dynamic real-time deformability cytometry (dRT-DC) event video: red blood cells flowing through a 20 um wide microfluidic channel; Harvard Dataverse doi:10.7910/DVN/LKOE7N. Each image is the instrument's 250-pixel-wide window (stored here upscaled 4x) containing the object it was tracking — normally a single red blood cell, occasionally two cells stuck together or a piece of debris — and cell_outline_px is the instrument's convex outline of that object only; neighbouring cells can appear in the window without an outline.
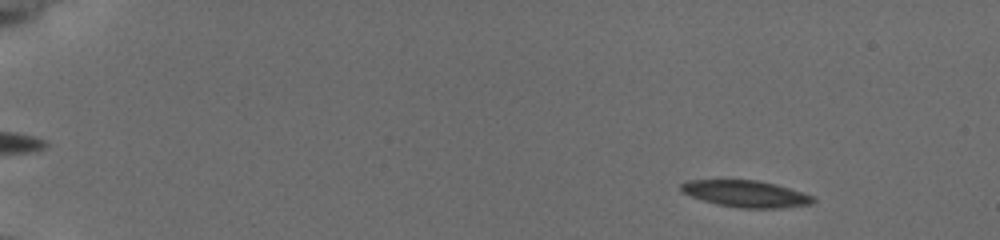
{"species": "common noctule bat (a hibernating species)", "species_latin": "Nyctalus noctula", "temperature_condition": "cold", "stored_images_in_passage": 56, "camera_frame_rate_fps": 3000, "um_per_image_px": 0.085, "animal": {"sex": "female", "body_mass_g": 19.5, "forearm_length_mm": 54.1}, "frame": {"image": 1, "passage_image": 7, "time_ms": 2.0, "image_size_px": [1000, 240], "cell_outline_px": [[816, 200], [812, 204], [780, 208], [740, 208], [716, 204], [692, 196], [684, 192], [680, 188], [680, 184], [688, 180], [756, 180], [776, 184], [812, 196]], "centroid_in_image_um": [63.4, 16.47], "position_along_channel_um": 21.6, "area_um2": 20.29}}
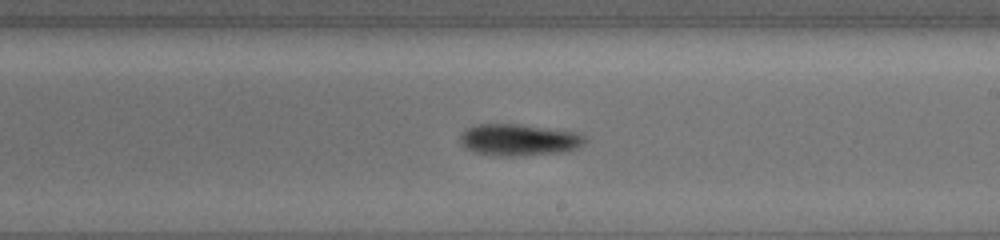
{"frame": {"image": 2, "passage_image": 35, "time_ms": 11.333, "image_size_px": [1000, 240], "cell_outline_px": [[584, 144], [576, 148], [564, 152], [520, 156], [492, 156], [476, 152], [464, 148], [460, 144], [460, 136], [468, 128], [476, 124], [520, 124], [572, 132], [584, 136]], "centroid_in_image_um": [44.05, 11.9], "position_along_channel_um": 245.0, "area_um2": 22.95}}
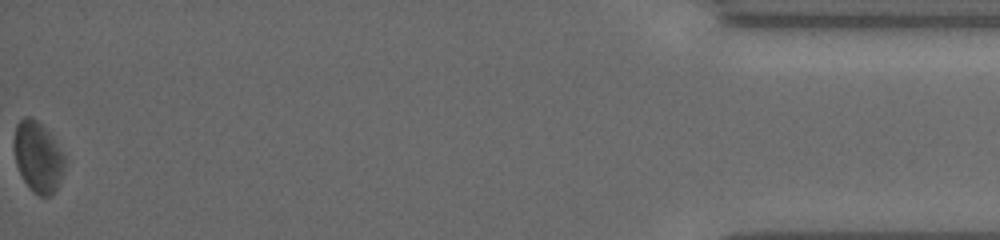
{"frame": {"image": 3, "passage_image": 56, "time_ms": 18.333, "image_size_px": [1000, 240], "cell_outline_px": [[64, 168], [60, 184], [48, 196], [40, 196], [32, 192], [28, 188], [16, 164], [12, 148], [12, 144], [16, 124], [24, 116], [28, 116], [36, 120], [52, 136], [64, 156]], "centroid_in_image_um": [3.19, 13.34], "position_along_channel_um": 432.0, "area_um2": 20.92}, "authors_computed_cell_mechanics": {"area_um2": 21.5883, "velocity_mm_per_s": 3.7953, "shape_relaxation_time_tau1_ms": 1.9948, "shape_relaxation_time_tau2_ms": null, "deformation_change_tau1": 0.0824, "deformation_change_tau2": null}}